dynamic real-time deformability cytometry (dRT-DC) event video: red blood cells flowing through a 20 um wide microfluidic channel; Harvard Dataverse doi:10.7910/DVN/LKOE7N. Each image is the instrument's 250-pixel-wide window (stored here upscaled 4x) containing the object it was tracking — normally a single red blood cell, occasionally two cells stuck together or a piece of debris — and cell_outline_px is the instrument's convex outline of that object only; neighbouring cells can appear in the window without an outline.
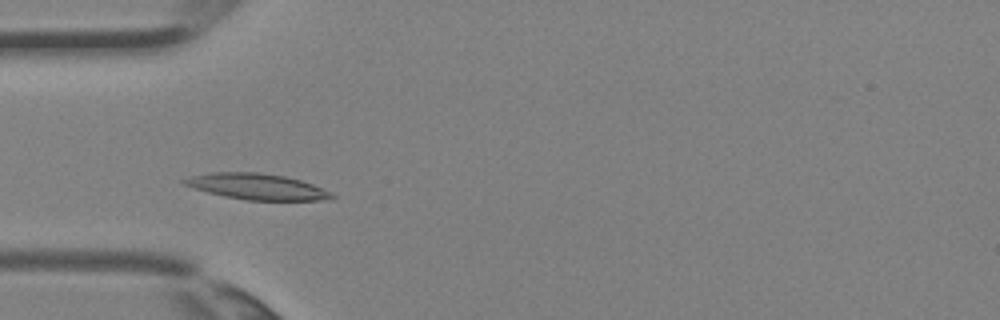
{"species": "Egyptian fruit bat (a non-hibernating species)", "species_latin": "Rousettus aegyptiacus", "temperature_condition": "room temperature", "stored_images_in_passage": 2, "camera_frame_rate_fps": 3000, "um_per_image_px": 0.085, "animal": {"sex": "female"}, "frame": {"image": 1, "passage_image": 2, "time_ms": 0.333, "image_size_px": [1000, 320], "cell_outline_px": [[336, 196], [332, 200], [248, 200], [224, 196], [208, 192], [184, 184], [180, 180], [192, 176], [212, 172], [256, 172], [284, 176], [300, 180], [312, 184]], "centroid_in_image_um": [21.84, 15.86], "position_along_channel_um": 63.2, "area_um2": 21.96}}